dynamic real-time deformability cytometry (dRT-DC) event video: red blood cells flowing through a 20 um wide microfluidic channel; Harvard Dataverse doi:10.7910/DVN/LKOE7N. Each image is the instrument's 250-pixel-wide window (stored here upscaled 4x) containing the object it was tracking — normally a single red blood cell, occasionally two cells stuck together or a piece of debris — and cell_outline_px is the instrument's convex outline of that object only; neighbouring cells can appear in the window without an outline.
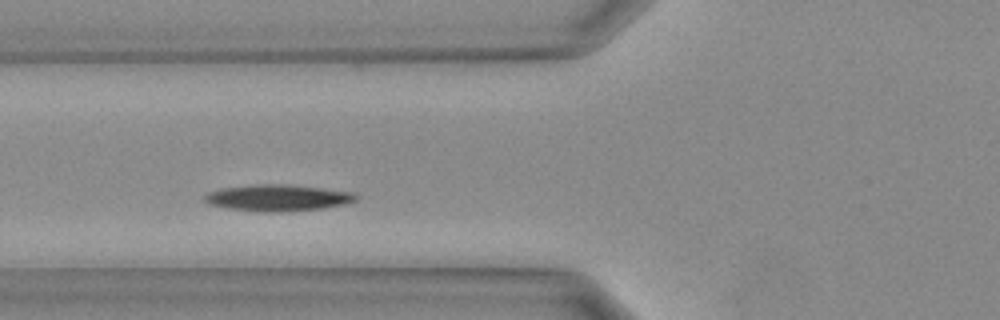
{"species": "Egyptian fruit bat (a non-hibernating species)", "species_latin": "Rousettus aegyptiacus", "temperature_condition": "warm", "stored_images_in_passage": 22, "camera_frame_rate_fps": 3000, "um_per_image_px": 0.085, "animal": {"sex": "female"}, "frame": {"image": 1, "passage_image": 4, "time_ms": 1.0, "image_size_px": [1000, 320], "cell_outline_px": [[356, 200], [344, 204], [324, 208], [288, 212], [256, 212], [228, 208], [208, 204], [204, 200], [204, 196], [208, 192], [220, 188], [264, 184], [280, 184], [320, 188], [352, 192], [356, 196]], "centroid_in_image_um": [23.57, 16.83], "position_along_channel_um": 102.2, "area_um2": 23.24}}
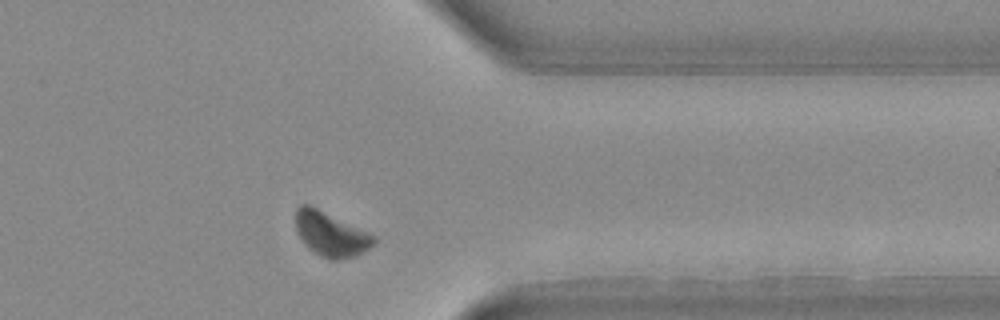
{"frame": {"image": 2, "passage_image": 19, "time_ms": 6.0, "image_size_px": [1000, 320], "cell_outline_px": [[376, 244], [356, 256], [336, 260], [332, 260], [320, 256], [308, 248], [300, 236], [296, 228], [296, 208], [300, 204], [312, 204], [376, 236]], "centroid_in_image_um": [28.13, 19.88], "position_along_channel_um": 383.3, "area_um2": 20.46}}